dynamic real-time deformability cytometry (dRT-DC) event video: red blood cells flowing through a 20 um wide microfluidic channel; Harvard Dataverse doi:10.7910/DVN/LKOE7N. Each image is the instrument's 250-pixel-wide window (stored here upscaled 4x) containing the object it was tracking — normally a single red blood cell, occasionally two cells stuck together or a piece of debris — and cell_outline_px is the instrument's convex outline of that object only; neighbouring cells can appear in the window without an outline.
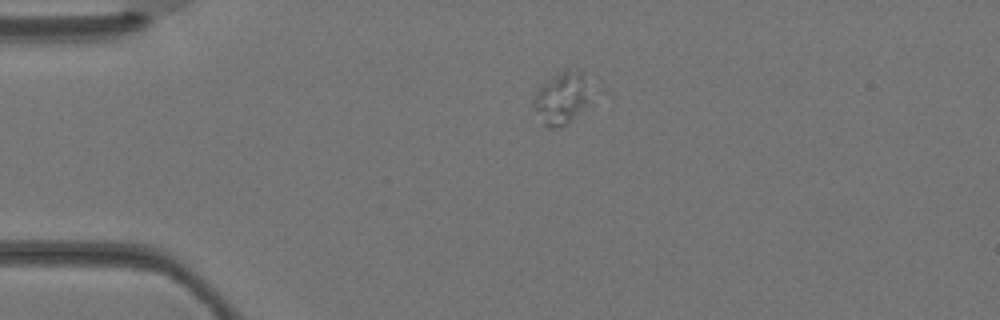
{"species": "Egyptian fruit bat (a non-hibernating species)", "species_latin": "Rousettus aegyptiacus", "temperature_condition": "warm", "stored_images_in_passage": 1, "camera_frame_rate_fps": 3000, "um_per_image_px": 0.085, "animal": {"sex": "female"}, "frame": {"image": 1, "passage_image": 1, "time_ms": 0.0, "image_size_px": [1000, 320], "cell_outline_px": [[592, 104], [572, 120], [556, 128], [548, 128], [544, 124], [532, 108], [532, 104], [536, 88], [540, 84], [556, 72], [564, 68], [580, 68], [588, 88]], "centroid_in_image_um": [47.73, 8.3], "position_along_channel_um": 37.3, "area_um2": 18.15}}